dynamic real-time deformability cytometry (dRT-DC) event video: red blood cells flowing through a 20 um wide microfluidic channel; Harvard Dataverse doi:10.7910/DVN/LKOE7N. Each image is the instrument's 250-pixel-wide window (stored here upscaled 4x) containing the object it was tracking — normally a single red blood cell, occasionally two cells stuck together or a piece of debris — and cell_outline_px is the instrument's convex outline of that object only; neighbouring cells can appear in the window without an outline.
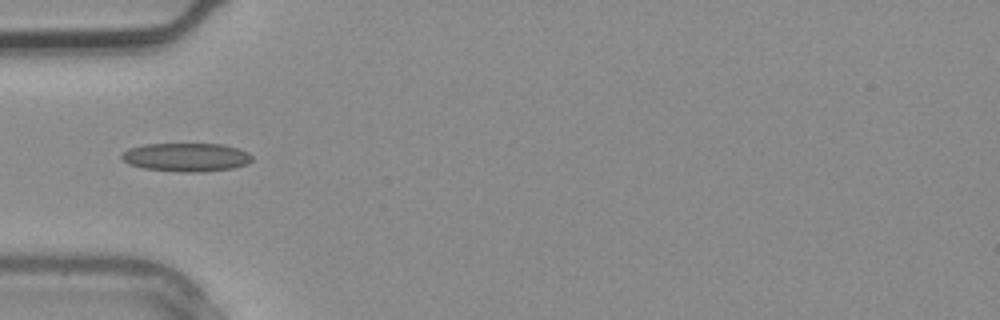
{"species": "common noctule bat (a hibernating species)", "species_latin": "Nyctalus noctula", "temperature_condition": "warm", "stored_images_in_passage": 1, "camera_frame_rate_fps": 3000, "um_per_image_px": 0.085, "animal": {"sex": "male", "body_mass_g": 20.4}, "frame": {"image": 1, "passage_image": 1, "time_ms": 0.0, "image_size_px": [1000, 320], "cell_outline_px": [[252, 160], [248, 164], [232, 168], [200, 172], [180, 172], [144, 168], [128, 164], [120, 156], [128, 148], [144, 144], [224, 144], [240, 148], [248, 152], [252, 156]], "centroid_in_image_um": [15.86, 13.36], "position_along_channel_um": 69.1, "area_um2": 21.79}}